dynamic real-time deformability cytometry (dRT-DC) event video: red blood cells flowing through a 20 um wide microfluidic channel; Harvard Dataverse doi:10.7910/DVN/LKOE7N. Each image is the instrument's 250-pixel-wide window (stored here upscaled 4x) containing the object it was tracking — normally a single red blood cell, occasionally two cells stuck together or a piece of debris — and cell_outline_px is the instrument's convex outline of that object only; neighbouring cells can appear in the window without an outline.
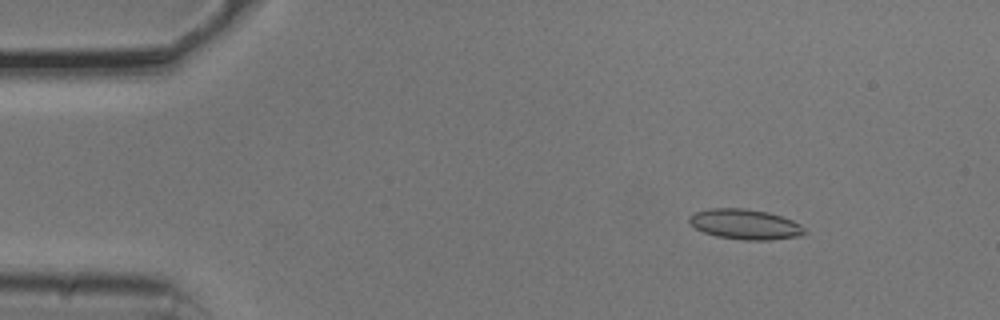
{"species": "common noctule bat (a hibernating species)", "species_latin": "Nyctalus noctula", "temperature_condition": "cold", "stored_images_in_passage": 27, "camera_frame_rate_fps": 3000, "um_per_image_px": 0.085, "animal": {"sex": "male", "body_mass_g": 20.5, "forearm_length_mm": 52.5}, "frame": {"image": 1, "passage_image": 1, "time_ms": 0.0, "image_size_px": [1000, 320], "cell_outline_px": [[808, 232], [800, 236], [768, 240], [744, 240], [716, 236], [704, 232], [688, 224], [688, 216], [692, 212], [708, 208], [744, 208], [768, 212], [792, 220], [800, 224]], "centroid_in_image_um": [63.29, 19.05], "position_along_channel_um": 21.7, "area_um2": 20.52}}
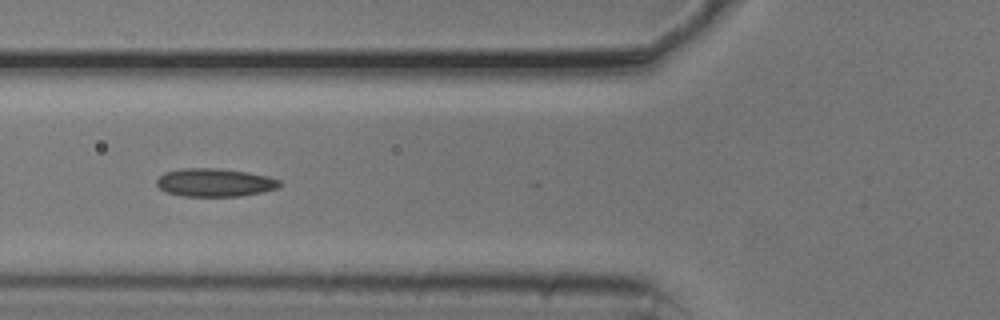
{"frame": {"image": 2, "passage_image": 14, "time_ms": 4.333, "image_size_px": [1000, 320], "cell_outline_px": [[284, 184], [276, 188], [260, 192], [240, 196], [184, 196], [168, 192], [160, 188], [156, 184], [156, 180], [164, 172], [184, 168], [216, 168], [248, 172], [268, 176], [280, 180]], "centroid_in_image_um": [18.27, 15.51], "position_along_channel_um": 107.5, "area_um2": 20.11}}
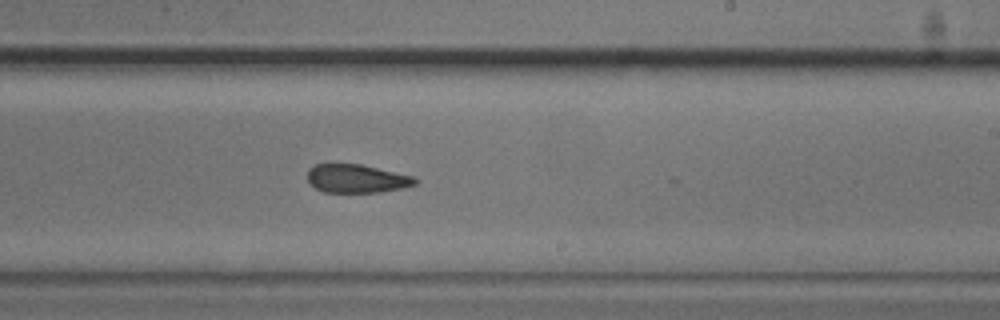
{"frame": {"image": 3, "passage_image": 26, "time_ms": 8.333, "image_size_px": [1000, 320], "cell_outline_px": [[416, 184], [404, 188], [380, 192], [324, 192], [308, 184], [308, 168], [316, 164], [328, 160], [332, 160], [360, 164], [412, 176], [416, 180]], "centroid_in_image_um": [30.21, 15.13], "position_along_channel_um": 258.8, "area_um2": 18.44}}